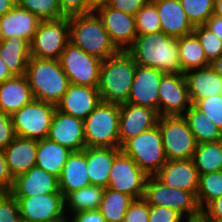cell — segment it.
<instances>
[{
    "instance_id": "6da1fadb",
    "label": "cell",
    "mask_w": 222,
    "mask_h": 222,
    "mask_svg": "<svg viewBox=\"0 0 222 222\" xmlns=\"http://www.w3.org/2000/svg\"><path fill=\"white\" fill-rule=\"evenodd\" d=\"M126 51L137 65L156 68L164 73H183L180 67L177 38L161 31L137 35Z\"/></svg>"
},
{
    "instance_id": "7a4b0ae2",
    "label": "cell",
    "mask_w": 222,
    "mask_h": 222,
    "mask_svg": "<svg viewBox=\"0 0 222 222\" xmlns=\"http://www.w3.org/2000/svg\"><path fill=\"white\" fill-rule=\"evenodd\" d=\"M136 66L132 56L123 50L104 59L100 66L98 85L100 100L119 105L127 103Z\"/></svg>"
},
{
    "instance_id": "3957f363",
    "label": "cell",
    "mask_w": 222,
    "mask_h": 222,
    "mask_svg": "<svg viewBox=\"0 0 222 222\" xmlns=\"http://www.w3.org/2000/svg\"><path fill=\"white\" fill-rule=\"evenodd\" d=\"M69 42L102 61L120 51L95 11L69 16Z\"/></svg>"
},
{
    "instance_id": "277c9868",
    "label": "cell",
    "mask_w": 222,
    "mask_h": 222,
    "mask_svg": "<svg viewBox=\"0 0 222 222\" xmlns=\"http://www.w3.org/2000/svg\"><path fill=\"white\" fill-rule=\"evenodd\" d=\"M26 77L34 99L57 105L68 89L69 80L59 60L31 57Z\"/></svg>"
},
{
    "instance_id": "5b68a950",
    "label": "cell",
    "mask_w": 222,
    "mask_h": 222,
    "mask_svg": "<svg viewBox=\"0 0 222 222\" xmlns=\"http://www.w3.org/2000/svg\"><path fill=\"white\" fill-rule=\"evenodd\" d=\"M120 105L100 101L83 121L86 147L120 148Z\"/></svg>"
},
{
    "instance_id": "8992f818",
    "label": "cell",
    "mask_w": 222,
    "mask_h": 222,
    "mask_svg": "<svg viewBox=\"0 0 222 222\" xmlns=\"http://www.w3.org/2000/svg\"><path fill=\"white\" fill-rule=\"evenodd\" d=\"M120 149L148 176H154L167 161L158 124L126 140Z\"/></svg>"
},
{
    "instance_id": "52a82bcc",
    "label": "cell",
    "mask_w": 222,
    "mask_h": 222,
    "mask_svg": "<svg viewBox=\"0 0 222 222\" xmlns=\"http://www.w3.org/2000/svg\"><path fill=\"white\" fill-rule=\"evenodd\" d=\"M167 160L192 159L197 142L182 115L159 116L158 123Z\"/></svg>"
},
{
    "instance_id": "ba28073f",
    "label": "cell",
    "mask_w": 222,
    "mask_h": 222,
    "mask_svg": "<svg viewBox=\"0 0 222 222\" xmlns=\"http://www.w3.org/2000/svg\"><path fill=\"white\" fill-rule=\"evenodd\" d=\"M143 198L151 206H166L174 209L184 218L197 217L202 214L195 192L171 188L155 176L147 177Z\"/></svg>"
},
{
    "instance_id": "9c48e42d",
    "label": "cell",
    "mask_w": 222,
    "mask_h": 222,
    "mask_svg": "<svg viewBox=\"0 0 222 222\" xmlns=\"http://www.w3.org/2000/svg\"><path fill=\"white\" fill-rule=\"evenodd\" d=\"M55 110V105L33 99L11 116L15 135L34 140L47 138Z\"/></svg>"
},
{
    "instance_id": "30bf717a",
    "label": "cell",
    "mask_w": 222,
    "mask_h": 222,
    "mask_svg": "<svg viewBox=\"0 0 222 222\" xmlns=\"http://www.w3.org/2000/svg\"><path fill=\"white\" fill-rule=\"evenodd\" d=\"M69 43V16L56 20H42L31 42V57L59 60Z\"/></svg>"
},
{
    "instance_id": "8fae6325",
    "label": "cell",
    "mask_w": 222,
    "mask_h": 222,
    "mask_svg": "<svg viewBox=\"0 0 222 222\" xmlns=\"http://www.w3.org/2000/svg\"><path fill=\"white\" fill-rule=\"evenodd\" d=\"M59 62L70 84L98 88L101 59L69 42L62 51Z\"/></svg>"
},
{
    "instance_id": "7c38bea8",
    "label": "cell",
    "mask_w": 222,
    "mask_h": 222,
    "mask_svg": "<svg viewBox=\"0 0 222 222\" xmlns=\"http://www.w3.org/2000/svg\"><path fill=\"white\" fill-rule=\"evenodd\" d=\"M148 175L122 151L114 158L107 188L140 199L145 194Z\"/></svg>"
},
{
    "instance_id": "4fadbf2b",
    "label": "cell",
    "mask_w": 222,
    "mask_h": 222,
    "mask_svg": "<svg viewBox=\"0 0 222 222\" xmlns=\"http://www.w3.org/2000/svg\"><path fill=\"white\" fill-rule=\"evenodd\" d=\"M19 206L22 220L32 222H65L68 218L64 209L62 193L14 197Z\"/></svg>"
},
{
    "instance_id": "5bb4252c",
    "label": "cell",
    "mask_w": 222,
    "mask_h": 222,
    "mask_svg": "<svg viewBox=\"0 0 222 222\" xmlns=\"http://www.w3.org/2000/svg\"><path fill=\"white\" fill-rule=\"evenodd\" d=\"M158 95L159 116L183 115L191 105L184 73H166Z\"/></svg>"
},
{
    "instance_id": "9a60e30c",
    "label": "cell",
    "mask_w": 222,
    "mask_h": 222,
    "mask_svg": "<svg viewBox=\"0 0 222 222\" xmlns=\"http://www.w3.org/2000/svg\"><path fill=\"white\" fill-rule=\"evenodd\" d=\"M111 41L119 50L126 51L137 37L135 16L105 5L95 10Z\"/></svg>"
},
{
    "instance_id": "2e32d148",
    "label": "cell",
    "mask_w": 222,
    "mask_h": 222,
    "mask_svg": "<svg viewBox=\"0 0 222 222\" xmlns=\"http://www.w3.org/2000/svg\"><path fill=\"white\" fill-rule=\"evenodd\" d=\"M165 74L156 68L137 65L127 103L147 107L158 113L159 84Z\"/></svg>"
},
{
    "instance_id": "e0dca14e",
    "label": "cell",
    "mask_w": 222,
    "mask_h": 222,
    "mask_svg": "<svg viewBox=\"0 0 222 222\" xmlns=\"http://www.w3.org/2000/svg\"><path fill=\"white\" fill-rule=\"evenodd\" d=\"M47 138L71 151H82L86 148L83 120L57 109L53 114Z\"/></svg>"
},
{
    "instance_id": "ac0fdd59",
    "label": "cell",
    "mask_w": 222,
    "mask_h": 222,
    "mask_svg": "<svg viewBox=\"0 0 222 222\" xmlns=\"http://www.w3.org/2000/svg\"><path fill=\"white\" fill-rule=\"evenodd\" d=\"M159 114L147 107L132 103L120 104V147L128 139L157 125Z\"/></svg>"
},
{
    "instance_id": "d6986e66",
    "label": "cell",
    "mask_w": 222,
    "mask_h": 222,
    "mask_svg": "<svg viewBox=\"0 0 222 222\" xmlns=\"http://www.w3.org/2000/svg\"><path fill=\"white\" fill-rule=\"evenodd\" d=\"M9 192L14 197L61 193L58 177L36 165L26 173L16 176Z\"/></svg>"
},
{
    "instance_id": "ffe728a7",
    "label": "cell",
    "mask_w": 222,
    "mask_h": 222,
    "mask_svg": "<svg viewBox=\"0 0 222 222\" xmlns=\"http://www.w3.org/2000/svg\"><path fill=\"white\" fill-rule=\"evenodd\" d=\"M100 101L98 88L69 84L56 109L84 121Z\"/></svg>"
},
{
    "instance_id": "44dd1931",
    "label": "cell",
    "mask_w": 222,
    "mask_h": 222,
    "mask_svg": "<svg viewBox=\"0 0 222 222\" xmlns=\"http://www.w3.org/2000/svg\"><path fill=\"white\" fill-rule=\"evenodd\" d=\"M154 176L171 188L197 192L199 174L192 159L167 160Z\"/></svg>"
},
{
    "instance_id": "7402d4cb",
    "label": "cell",
    "mask_w": 222,
    "mask_h": 222,
    "mask_svg": "<svg viewBox=\"0 0 222 222\" xmlns=\"http://www.w3.org/2000/svg\"><path fill=\"white\" fill-rule=\"evenodd\" d=\"M41 21L30 11L15 5L0 17V40L17 36L31 42Z\"/></svg>"
},
{
    "instance_id": "603a6c76",
    "label": "cell",
    "mask_w": 222,
    "mask_h": 222,
    "mask_svg": "<svg viewBox=\"0 0 222 222\" xmlns=\"http://www.w3.org/2000/svg\"><path fill=\"white\" fill-rule=\"evenodd\" d=\"M156 6L161 32L179 38L193 32L194 26L188 20L179 0H152Z\"/></svg>"
},
{
    "instance_id": "cb8c5ba5",
    "label": "cell",
    "mask_w": 222,
    "mask_h": 222,
    "mask_svg": "<svg viewBox=\"0 0 222 222\" xmlns=\"http://www.w3.org/2000/svg\"><path fill=\"white\" fill-rule=\"evenodd\" d=\"M184 76L191 104L199 99L222 94V77L211 66L189 70Z\"/></svg>"
},
{
    "instance_id": "d4e9b609",
    "label": "cell",
    "mask_w": 222,
    "mask_h": 222,
    "mask_svg": "<svg viewBox=\"0 0 222 222\" xmlns=\"http://www.w3.org/2000/svg\"><path fill=\"white\" fill-rule=\"evenodd\" d=\"M34 99L26 75L0 83V111L12 116Z\"/></svg>"
},
{
    "instance_id": "484cf974",
    "label": "cell",
    "mask_w": 222,
    "mask_h": 222,
    "mask_svg": "<svg viewBox=\"0 0 222 222\" xmlns=\"http://www.w3.org/2000/svg\"><path fill=\"white\" fill-rule=\"evenodd\" d=\"M38 140L15 137L3 150L13 178L24 174L36 165Z\"/></svg>"
},
{
    "instance_id": "4316f807",
    "label": "cell",
    "mask_w": 222,
    "mask_h": 222,
    "mask_svg": "<svg viewBox=\"0 0 222 222\" xmlns=\"http://www.w3.org/2000/svg\"><path fill=\"white\" fill-rule=\"evenodd\" d=\"M120 152V148L86 147V167L90 184L107 188L114 158Z\"/></svg>"
},
{
    "instance_id": "83f0119b",
    "label": "cell",
    "mask_w": 222,
    "mask_h": 222,
    "mask_svg": "<svg viewBox=\"0 0 222 222\" xmlns=\"http://www.w3.org/2000/svg\"><path fill=\"white\" fill-rule=\"evenodd\" d=\"M86 166V148L82 151H72L58 178L63 196L90 185Z\"/></svg>"
},
{
    "instance_id": "f1b7e54d",
    "label": "cell",
    "mask_w": 222,
    "mask_h": 222,
    "mask_svg": "<svg viewBox=\"0 0 222 222\" xmlns=\"http://www.w3.org/2000/svg\"><path fill=\"white\" fill-rule=\"evenodd\" d=\"M0 56L13 76L25 75L31 58L30 42L17 36L0 40Z\"/></svg>"
},
{
    "instance_id": "f546056e",
    "label": "cell",
    "mask_w": 222,
    "mask_h": 222,
    "mask_svg": "<svg viewBox=\"0 0 222 222\" xmlns=\"http://www.w3.org/2000/svg\"><path fill=\"white\" fill-rule=\"evenodd\" d=\"M71 152L69 148L48 138L38 140L36 166L59 178Z\"/></svg>"
},
{
    "instance_id": "4dcf8cb0",
    "label": "cell",
    "mask_w": 222,
    "mask_h": 222,
    "mask_svg": "<svg viewBox=\"0 0 222 222\" xmlns=\"http://www.w3.org/2000/svg\"><path fill=\"white\" fill-rule=\"evenodd\" d=\"M192 131L197 144L222 140V130L194 104L182 115Z\"/></svg>"
},
{
    "instance_id": "1f68e13d",
    "label": "cell",
    "mask_w": 222,
    "mask_h": 222,
    "mask_svg": "<svg viewBox=\"0 0 222 222\" xmlns=\"http://www.w3.org/2000/svg\"><path fill=\"white\" fill-rule=\"evenodd\" d=\"M104 190L105 188L101 186L90 184L67 193L64 196V209L67 218L79 211L99 209Z\"/></svg>"
},
{
    "instance_id": "d6a6232c",
    "label": "cell",
    "mask_w": 222,
    "mask_h": 222,
    "mask_svg": "<svg viewBox=\"0 0 222 222\" xmlns=\"http://www.w3.org/2000/svg\"><path fill=\"white\" fill-rule=\"evenodd\" d=\"M177 44L179 48L180 67L183 73L192 69L210 66L203 47L193 32L177 38Z\"/></svg>"
},
{
    "instance_id": "836d02e7",
    "label": "cell",
    "mask_w": 222,
    "mask_h": 222,
    "mask_svg": "<svg viewBox=\"0 0 222 222\" xmlns=\"http://www.w3.org/2000/svg\"><path fill=\"white\" fill-rule=\"evenodd\" d=\"M192 160L199 175L222 170V140L197 144Z\"/></svg>"
},
{
    "instance_id": "e575fe53",
    "label": "cell",
    "mask_w": 222,
    "mask_h": 222,
    "mask_svg": "<svg viewBox=\"0 0 222 222\" xmlns=\"http://www.w3.org/2000/svg\"><path fill=\"white\" fill-rule=\"evenodd\" d=\"M133 200L127 194L105 188L98 210L106 222H123L126 210Z\"/></svg>"
},
{
    "instance_id": "d590c367",
    "label": "cell",
    "mask_w": 222,
    "mask_h": 222,
    "mask_svg": "<svg viewBox=\"0 0 222 222\" xmlns=\"http://www.w3.org/2000/svg\"><path fill=\"white\" fill-rule=\"evenodd\" d=\"M222 195V170L199 175L196 198L203 210L211 201Z\"/></svg>"
},
{
    "instance_id": "8d00e7d4",
    "label": "cell",
    "mask_w": 222,
    "mask_h": 222,
    "mask_svg": "<svg viewBox=\"0 0 222 222\" xmlns=\"http://www.w3.org/2000/svg\"><path fill=\"white\" fill-rule=\"evenodd\" d=\"M16 5L30 11L41 20H56L66 17L58 0H16Z\"/></svg>"
},
{
    "instance_id": "74e56055",
    "label": "cell",
    "mask_w": 222,
    "mask_h": 222,
    "mask_svg": "<svg viewBox=\"0 0 222 222\" xmlns=\"http://www.w3.org/2000/svg\"><path fill=\"white\" fill-rule=\"evenodd\" d=\"M137 35H146L161 31L159 15L152 0H148L135 15Z\"/></svg>"
},
{
    "instance_id": "f35d334b",
    "label": "cell",
    "mask_w": 222,
    "mask_h": 222,
    "mask_svg": "<svg viewBox=\"0 0 222 222\" xmlns=\"http://www.w3.org/2000/svg\"><path fill=\"white\" fill-rule=\"evenodd\" d=\"M188 20L195 27L204 25L213 15L215 0H179Z\"/></svg>"
},
{
    "instance_id": "ab89813d",
    "label": "cell",
    "mask_w": 222,
    "mask_h": 222,
    "mask_svg": "<svg viewBox=\"0 0 222 222\" xmlns=\"http://www.w3.org/2000/svg\"><path fill=\"white\" fill-rule=\"evenodd\" d=\"M193 33L202 45L205 56L209 63L213 62L222 54V41L205 25L195 26Z\"/></svg>"
},
{
    "instance_id": "60d3db41",
    "label": "cell",
    "mask_w": 222,
    "mask_h": 222,
    "mask_svg": "<svg viewBox=\"0 0 222 222\" xmlns=\"http://www.w3.org/2000/svg\"><path fill=\"white\" fill-rule=\"evenodd\" d=\"M194 105L222 130V94L199 99Z\"/></svg>"
},
{
    "instance_id": "b9f144b4",
    "label": "cell",
    "mask_w": 222,
    "mask_h": 222,
    "mask_svg": "<svg viewBox=\"0 0 222 222\" xmlns=\"http://www.w3.org/2000/svg\"><path fill=\"white\" fill-rule=\"evenodd\" d=\"M17 200L10 192H0V222H20Z\"/></svg>"
},
{
    "instance_id": "7bdbcfd3",
    "label": "cell",
    "mask_w": 222,
    "mask_h": 222,
    "mask_svg": "<svg viewBox=\"0 0 222 222\" xmlns=\"http://www.w3.org/2000/svg\"><path fill=\"white\" fill-rule=\"evenodd\" d=\"M149 204L144 198L134 199L126 210L123 222H148Z\"/></svg>"
},
{
    "instance_id": "ee69618b",
    "label": "cell",
    "mask_w": 222,
    "mask_h": 222,
    "mask_svg": "<svg viewBox=\"0 0 222 222\" xmlns=\"http://www.w3.org/2000/svg\"><path fill=\"white\" fill-rule=\"evenodd\" d=\"M184 217L176 210L166 206L149 205L148 222H183Z\"/></svg>"
},
{
    "instance_id": "f6af8a7d",
    "label": "cell",
    "mask_w": 222,
    "mask_h": 222,
    "mask_svg": "<svg viewBox=\"0 0 222 222\" xmlns=\"http://www.w3.org/2000/svg\"><path fill=\"white\" fill-rule=\"evenodd\" d=\"M62 12L66 16L94 12L89 0H58Z\"/></svg>"
},
{
    "instance_id": "bcb514c9",
    "label": "cell",
    "mask_w": 222,
    "mask_h": 222,
    "mask_svg": "<svg viewBox=\"0 0 222 222\" xmlns=\"http://www.w3.org/2000/svg\"><path fill=\"white\" fill-rule=\"evenodd\" d=\"M15 137L11 116L0 111V149L4 150Z\"/></svg>"
},
{
    "instance_id": "7dc6e473",
    "label": "cell",
    "mask_w": 222,
    "mask_h": 222,
    "mask_svg": "<svg viewBox=\"0 0 222 222\" xmlns=\"http://www.w3.org/2000/svg\"><path fill=\"white\" fill-rule=\"evenodd\" d=\"M148 0H110L109 6L135 16Z\"/></svg>"
},
{
    "instance_id": "c3c4849f",
    "label": "cell",
    "mask_w": 222,
    "mask_h": 222,
    "mask_svg": "<svg viewBox=\"0 0 222 222\" xmlns=\"http://www.w3.org/2000/svg\"><path fill=\"white\" fill-rule=\"evenodd\" d=\"M13 179L6 163L4 151L0 149V192H9L13 185Z\"/></svg>"
},
{
    "instance_id": "681fc988",
    "label": "cell",
    "mask_w": 222,
    "mask_h": 222,
    "mask_svg": "<svg viewBox=\"0 0 222 222\" xmlns=\"http://www.w3.org/2000/svg\"><path fill=\"white\" fill-rule=\"evenodd\" d=\"M68 220L70 222H106V219L98 209L76 212Z\"/></svg>"
},
{
    "instance_id": "f907efd6",
    "label": "cell",
    "mask_w": 222,
    "mask_h": 222,
    "mask_svg": "<svg viewBox=\"0 0 222 222\" xmlns=\"http://www.w3.org/2000/svg\"><path fill=\"white\" fill-rule=\"evenodd\" d=\"M202 214L210 222H222V195L211 201L203 210Z\"/></svg>"
},
{
    "instance_id": "816d5d0a",
    "label": "cell",
    "mask_w": 222,
    "mask_h": 222,
    "mask_svg": "<svg viewBox=\"0 0 222 222\" xmlns=\"http://www.w3.org/2000/svg\"><path fill=\"white\" fill-rule=\"evenodd\" d=\"M204 25L222 41V18L212 15Z\"/></svg>"
},
{
    "instance_id": "f5cc1de1",
    "label": "cell",
    "mask_w": 222,
    "mask_h": 222,
    "mask_svg": "<svg viewBox=\"0 0 222 222\" xmlns=\"http://www.w3.org/2000/svg\"><path fill=\"white\" fill-rule=\"evenodd\" d=\"M16 5V0H0V17L9 12Z\"/></svg>"
},
{
    "instance_id": "db71d44e",
    "label": "cell",
    "mask_w": 222,
    "mask_h": 222,
    "mask_svg": "<svg viewBox=\"0 0 222 222\" xmlns=\"http://www.w3.org/2000/svg\"><path fill=\"white\" fill-rule=\"evenodd\" d=\"M13 75L9 71L7 65L3 62L0 56V83L6 81L7 79L12 78Z\"/></svg>"
},
{
    "instance_id": "11a10c76",
    "label": "cell",
    "mask_w": 222,
    "mask_h": 222,
    "mask_svg": "<svg viewBox=\"0 0 222 222\" xmlns=\"http://www.w3.org/2000/svg\"><path fill=\"white\" fill-rule=\"evenodd\" d=\"M210 66L222 77V54L211 62Z\"/></svg>"
},
{
    "instance_id": "9f6ffc18",
    "label": "cell",
    "mask_w": 222,
    "mask_h": 222,
    "mask_svg": "<svg viewBox=\"0 0 222 222\" xmlns=\"http://www.w3.org/2000/svg\"><path fill=\"white\" fill-rule=\"evenodd\" d=\"M110 0H89V5L96 10L99 7L108 5Z\"/></svg>"
},
{
    "instance_id": "6f0895ef",
    "label": "cell",
    "mask_w": 222,
    "mask_h": 222,
    "mask_svg": "<svg viewBox=\"0 0 222 222\" xmlns=\"http://www.w3.org/2000/svg\"><path fill=\"white\" fill-rule=\"evenodd\" d=\"M213 15L222 18V0H215Z\"/></svg>"
},
{
    "instance_id": "680465c9",
    "label": "cell",
    "mask_w": 222,
    "mask_h": 222,
    "mask_svg": "<svg viewBox=\"0 0 222 222\" xmlns=\"http://www.w3.org/2000/svg\"><path fill=\"white\" fill-rule=\"evenodd\" d=\"M186 222H210L203 214L192 217V218H186Z\"/></svg>"
},
{
    "instance_id": "91938a15",
    "label": "cell",
    "mask_w": 222,
    "mask_h": 222,
    "mask_svg": "<svg viewBox=\"0 0 222 222\" xmlns=\"http://www.w3.org/2000/svg\"><path fill=\"white\" fill-rule=\"evenodd\" d=\"M20 222H32V221H25V220H22V219H21V221H20Z\"/></svg>"
}]
</instances>
